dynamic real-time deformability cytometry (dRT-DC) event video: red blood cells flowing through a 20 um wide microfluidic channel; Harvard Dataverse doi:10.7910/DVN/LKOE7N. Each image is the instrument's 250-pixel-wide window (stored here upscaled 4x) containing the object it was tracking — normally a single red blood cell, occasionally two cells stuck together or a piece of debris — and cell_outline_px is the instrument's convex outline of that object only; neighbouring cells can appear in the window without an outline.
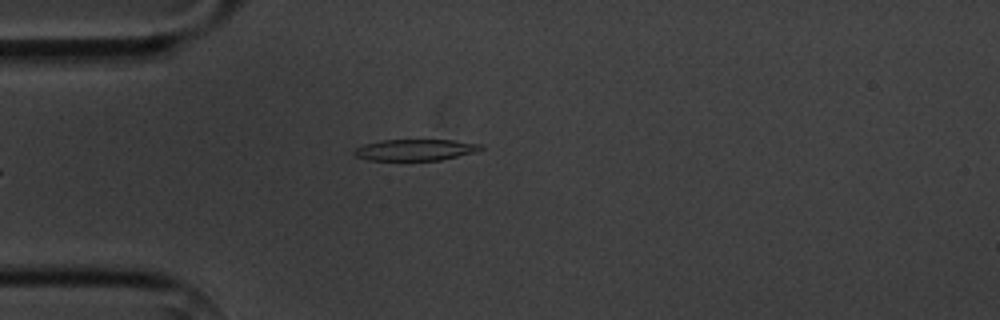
{"species": "common noctule bat (a hibernating species)", "species_latin": "Nyctalus noctula", "temperature_condition": "cold", "stored_images_in_passage": 5, "camera_frame_rate_fps": 3000, "um_per_image_px": 0.085, "animal": {"sex": "male", "body_mass_g": 20.1, "forearm_length_mm": 53.5}, "frame": {"image": 1, "passage_image": 5, "time_ms": 4.333, "image_size_px": [1000, 320], "cell_outline_px": [[484, 148], [476, 152], [440, 160], [368, 160], [356, 156], [352, 152], [356, 148], [364, 144], [380, 140], [452, 140], [480, 144]], "centroid_in_image_um": [35.29, 12.74], "position_along_channel_um": 49.7, "area_um2": 15.66}}